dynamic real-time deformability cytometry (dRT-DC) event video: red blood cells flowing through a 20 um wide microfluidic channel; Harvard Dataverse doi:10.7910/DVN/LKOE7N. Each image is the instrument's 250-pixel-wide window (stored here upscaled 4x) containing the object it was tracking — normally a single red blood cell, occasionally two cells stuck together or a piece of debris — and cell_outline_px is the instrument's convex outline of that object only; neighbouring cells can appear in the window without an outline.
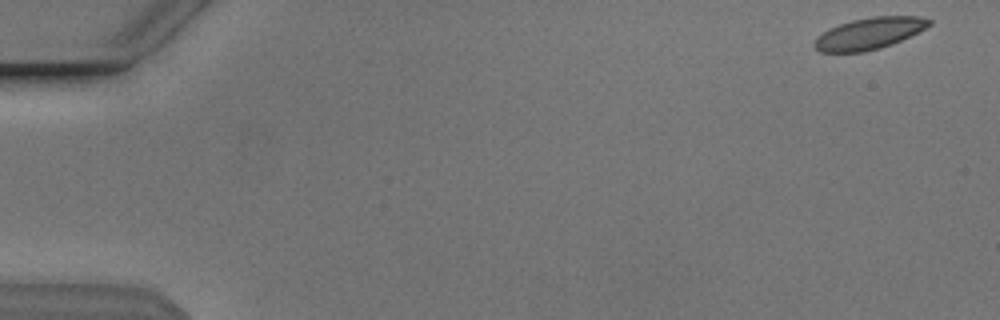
{"species": "Egyptian fruit bat (a non-hibernating species)", "species_latin": "Rousettus aegyptiacus", "temperature_condition": "cold", "stored_images_in_passage": 54, "camera_frame_rate_fps": 3000, "um_per_image_px": 0.085, "animal": {"sex": "male"}, "frame": {"image": 1, "passage_image": 2, "time_ms": 0.333, "image_size_px": [1000, 320], "cell_outline_px": [[932, 24], [892, 44], [880, 48], [864, 52], [820, 52], [812, 44], [816, 36], [828, 28], [852, 20], [872, 16], [920, 16], [932, 20]], "centroid_in_image_um": [73.84, 2.84], "position_along_channel_um": 11.2, "area_um2": 21.1}}
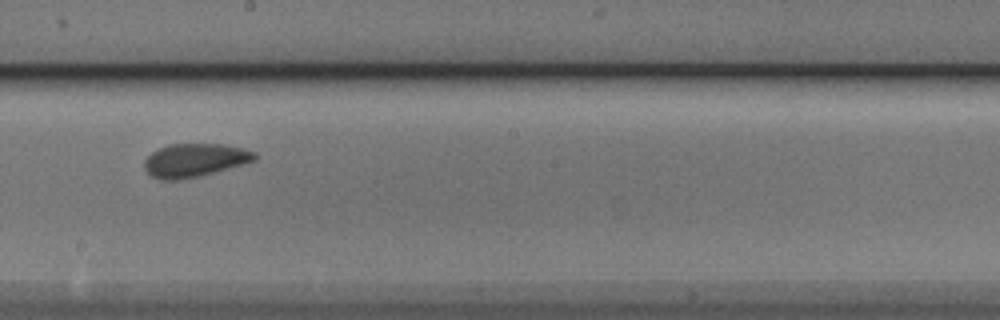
{"frame": {"image": 2, "passage_image": 31, "time_ms": 10.0, "image_size_px": [1000, 320], "cell_outline_px": [[256, 160], [244, 164], [200, 176], [176, 180], [160, 180], [152, 176], [144, 168], [144, 160], [152, 152], [168, 144], [224, 144], [256, 152]], "centroid_in_image_um": [16.54, 13.62], "position_along_channel_um": 231.7, "area_um2": 21.39}}
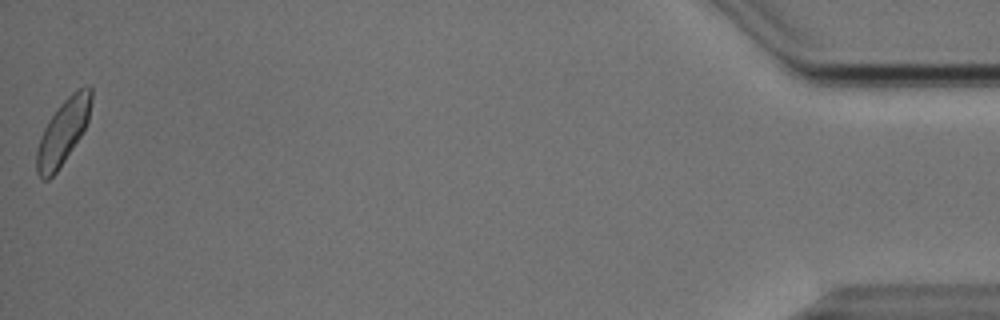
{"frame": {"image": 3, "passage_image": 54, "time_ms": 17.667, "image_size_px": [1000, 320], "cell_outline_px": [[92, 100], [88, 120], [80, 136], [56, 172], [48, 180], [40, 180], [36, 172], [36, 148], [40, 136], [48, 120], [60, 104], [72, 92], [88, 84], [92, 88]], "centroid_in_image_um": [5.33, 11.2], "position_along_channel_um": 429.9, "area_um2": 20.58}, "authors_computed_cell_mechanics": {"area_um2": 21.2993, "velocity_mm_per_s": 3.7971, "shape_relaxation_time_tau1_ms": 3.1063, "shape_relaxation_time_tau2_ms": 0.6322, "deformation_change_tau1": 0.0939, "deformation_change_tau2": 0.0519}}